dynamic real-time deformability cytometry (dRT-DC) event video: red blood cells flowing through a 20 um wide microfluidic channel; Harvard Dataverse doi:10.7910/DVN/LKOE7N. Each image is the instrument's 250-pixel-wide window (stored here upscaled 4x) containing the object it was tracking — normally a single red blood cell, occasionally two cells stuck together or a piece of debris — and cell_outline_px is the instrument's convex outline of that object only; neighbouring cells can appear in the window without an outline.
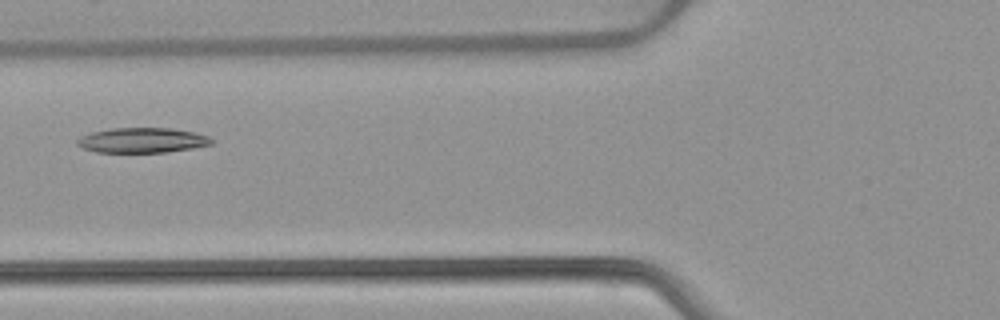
{"species": "common noctule bat (a hibernating species)", "species_latin": "Nyctalus noctula", "temperature_condition": "warm", "stored_images_in_passage": 2, "camera_frame_rate_fps": 3000, "um_per_image_px": 0.085, "animal": {"sex": "female", "body_mass_g": 22.7, "forearm_length_mm": 54.2}, "frame": {"image": 1, "passage_image": 2, "time_ms": 1.333, "image_size_px": [1000, 320], "cell_outline_px": [[212, 144], [192, 148], [168, 152], [96, 152], [84, 148], [76, 144], [76, 140], [80, 136], [92, 132], [112, 128], [172, 128], [196, 132], [208, 136], [212, 140]], "centroid_in_image_um": [12.09, 11.92], "position_along_channel_um": 113.7, "area_um2": 19.59}}